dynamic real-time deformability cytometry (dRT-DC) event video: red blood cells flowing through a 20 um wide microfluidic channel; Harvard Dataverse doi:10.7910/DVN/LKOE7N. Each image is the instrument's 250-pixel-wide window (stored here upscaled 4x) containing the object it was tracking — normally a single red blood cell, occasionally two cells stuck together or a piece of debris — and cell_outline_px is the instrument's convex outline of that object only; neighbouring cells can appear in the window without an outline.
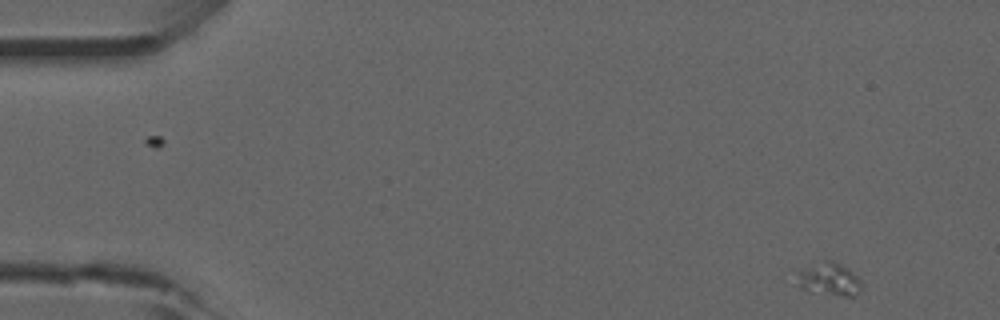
{"species": "common noctule bat (a hibernating species)", "species_latin": "Nyctalus noctula", "temperature_condition": "room temperature", "stored_images_in_passage": 50, "camera_frame_rate_fps": 3000, "um_per_image_px": 0.085, "animal": {"sex": "male", "forearm_length_mm": 52.5}, "frame": {"image": 1, "passage_image": 1, "time_ms": 0.0, "image_size_px": [1000, 320], "cell_outline_px": [[860, 288], [852, 296], [844, 296], [808, 292], [792, 284], [796, 272], [824, 260], [832, 260], [848, 268], [860, 280]], "centroid_in_image_um": [70.35, 23.74], "position_along_channel_um": 14.7, "area_um2": 12.6}}